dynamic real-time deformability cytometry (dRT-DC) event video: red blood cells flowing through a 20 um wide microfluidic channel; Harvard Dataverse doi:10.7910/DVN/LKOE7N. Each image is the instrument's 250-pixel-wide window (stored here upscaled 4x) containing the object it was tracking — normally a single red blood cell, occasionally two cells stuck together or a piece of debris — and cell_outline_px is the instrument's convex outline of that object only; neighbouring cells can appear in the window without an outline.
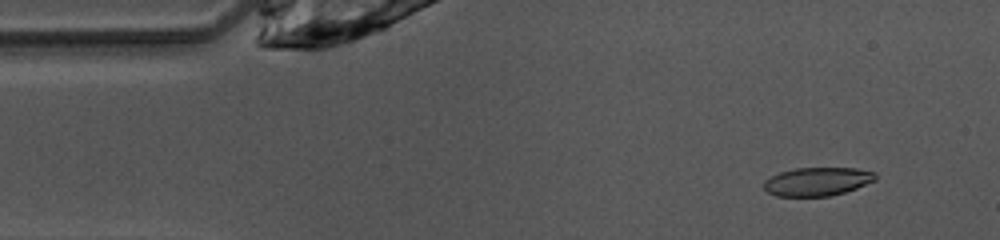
{"species": "common noctule bat (a hibernating species)", "species_latin": "Nyctalus noctula", "temperature_condition": "warm", "stored_images_in_passage": 47, "camera_frame_rate_fps": 3000, "um_per_image_px": 0.085, "animal": {"sex": "female", "body_mass_g": 10.0, "forearm_length_mm": 53.1}, "frame": {"image": 1, "passage_image": 4, "time_ms": 1.0, "image_size_px": [1000, 240], "cell_outline_px": [[876, 180], [856, 188], [844, 192], [828, 196], [776, 196], [768, 192], [764, 188], [764, 180], [780, 172], [796, 168], [856, 168], [876, 172]], "centroid_in_image_um": [69.48, 15.42], "position_along_channel_um": 15.5, "area_um2": 18.44}}
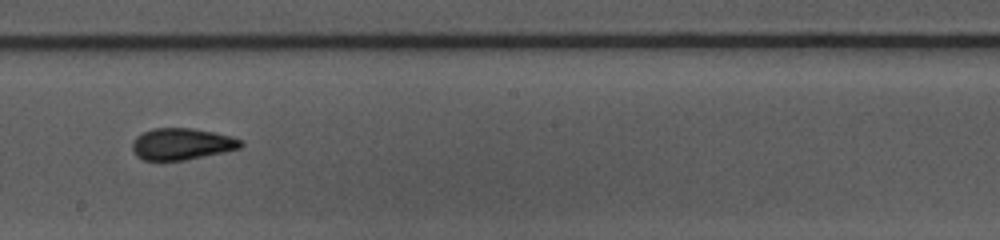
{"frame": {"image": 2, "passage_image": 25, "time_ms": 8.0, "image_size_px": [1000, 240], "cell_outline_px": [[244, 144], [240, 148], [224, 152], [184, 160], [144, 160], [136, 156], [132, 148], [132, 140], [136, 136], [152, 128], [192, 128], [232, 136], [244, 140]], "centroid_in_image_um": [15.46, 12.23], "position_along_channel_um": 232.7, "area_um2": 20.06}}
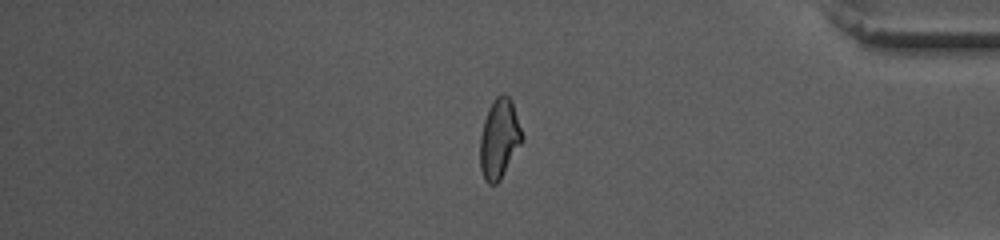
{"frame": {"image": 3, "passage_image": 39, "time_ms": 12.667, "image_size_px": [1000, 240], "cell_outline_px": [[524, 140], [500, 180], [496, 184], [488, 184], [484, 180], [480, 168], [480, 136], [484, 120], [488, 108], [492, 100], [500, 92], [504, 92], [512, 100], [524, 136]], "centroid_in_image_um": [42.45, 11.76], "position_along_channel_um": 392.8, "area_um2": 19.94}, "authors_computed_cell_mechanics": {"area_um2": 19.652, "velocity_mm_per_s": 4.0843, "shape_relaxation_time_tau1_ms": null, "shape_relaxation_time_tau2_ms": 2.0618, "deformation_change_tau1": null, "deformation_change_tau2": 0.0784}}